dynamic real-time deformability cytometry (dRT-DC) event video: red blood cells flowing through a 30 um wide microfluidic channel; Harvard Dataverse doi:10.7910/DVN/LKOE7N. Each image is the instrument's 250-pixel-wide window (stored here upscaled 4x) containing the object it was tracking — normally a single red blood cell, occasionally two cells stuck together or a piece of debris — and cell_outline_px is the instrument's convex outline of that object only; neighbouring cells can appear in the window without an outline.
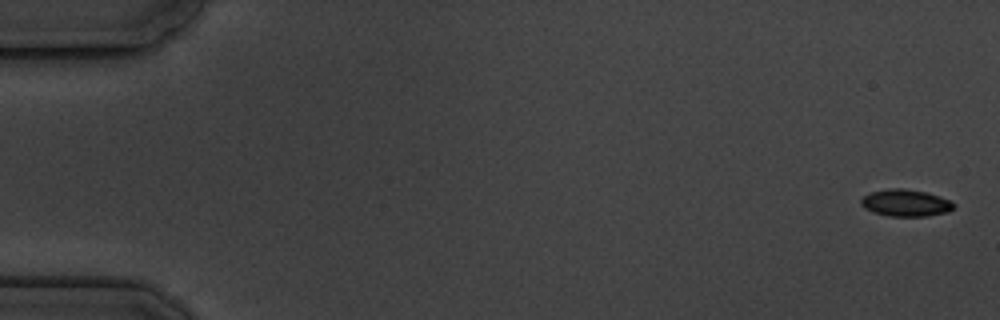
{"species": "common noctule bat (a hibernating species)", "species_latin": "Nyctalus noctula", "temperature_condition": "cold", "stored_images_in_passage": 6, "camera_frame_rate_fps": 3000, "um_per_image_px": 0.085, "animal": {"sex": "male", "body_mass_g": 19.5, "forearm_length_mm": 54.6}, "frame": {"image": 1, "passage_image": 1, "time_ms": 0.0, "image_size_px": [1000, 320], "cell_outline_px": [[956, 204], [948, 212], [928, 216], [888, 216], [872, 212], [864, 208], [860, 204], [860, 200], [868, 192], [888, 188], [904, 188], [928, 192], [940, 196]], "centroid_in_image_um": [76.95, 17.24], "position_along_channel_um": 8.1, "area_um2": 14.8}}
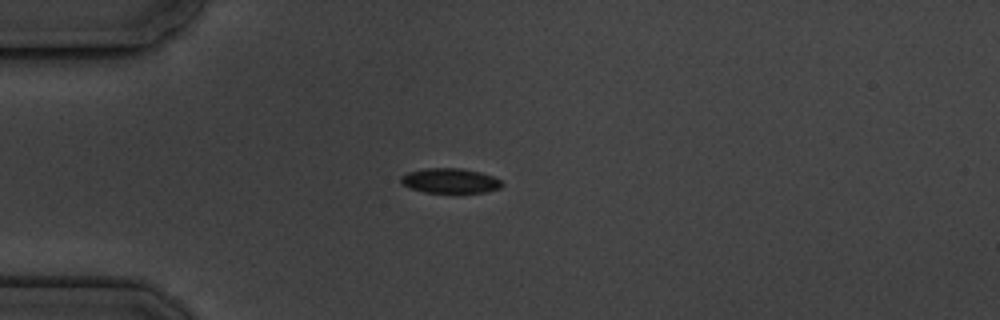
{"frame": {"image": 2, "passage_image": 5, "time_ms": 4.667, "image_size_px": [1000, 320], "cell_outline_px": [[504, 184], [500, 188], [484, 192], [424, 192], [400, 184], [400, 176], [408, 172], [428, 168], [460, 168], [480, 172], [492, 176], [500, 180]], "centroid_in_image_um": [38.24, 15.36], "position_along_channel_um": 46.8, "area_um2": 14.51}}